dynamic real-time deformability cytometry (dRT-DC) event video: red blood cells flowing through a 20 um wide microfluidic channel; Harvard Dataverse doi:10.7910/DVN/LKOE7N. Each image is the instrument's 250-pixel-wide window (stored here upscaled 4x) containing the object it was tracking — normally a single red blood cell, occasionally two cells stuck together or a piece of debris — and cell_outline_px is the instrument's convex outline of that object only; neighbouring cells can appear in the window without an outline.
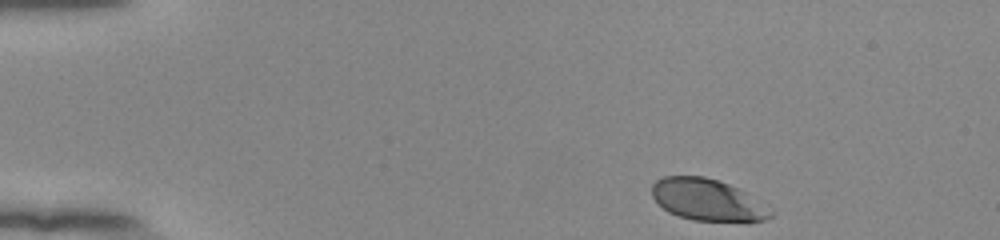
{"species": "human", "species_latin": "Homo sapiens", "temperature_condition": "room temperature", "stored_images_in_passage": 47, "camera_frame_rate_fps": 3000, "um_per_image_px": 0.085, "donor": {"sex": "female"}, "frame": {"image": 1, "passage_image": 1, "time_ms": 0.0, "image_size_px": [1000, 240], "cell_outline_px": [[776, 212], [772, 216], [764, 220], [748, 224], [692, 220], [668, 212], [652, 196], [652, 184], [656, 180], [664, 176], [704, 176], [728, 184], [744, 192]], "centroid_in_image_um": [60.18, 17.04], "position_along_channel_um": 24.8, "area_um2": 29.25}}
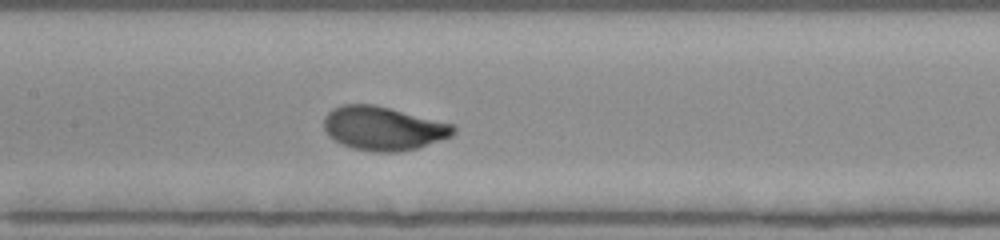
{"frame": {"image": 2, "passage_image": 20, "time_ms": 6.333, "image_size_px": [1000, 240], "cell_outline_px": [[456, 132], [452, 136], [416, 148], [400, 152], [372, 152], [352, 148], [340, 144], [328, 136], [324, 132], [324, 116], [332, 108], [340, 104], [372, 104], [392, 108], [456, 124]], "centroid_in_image_um": [32.57, 10.9], "position_along_channel_um": 174.8, "area_um2": 33.64}}
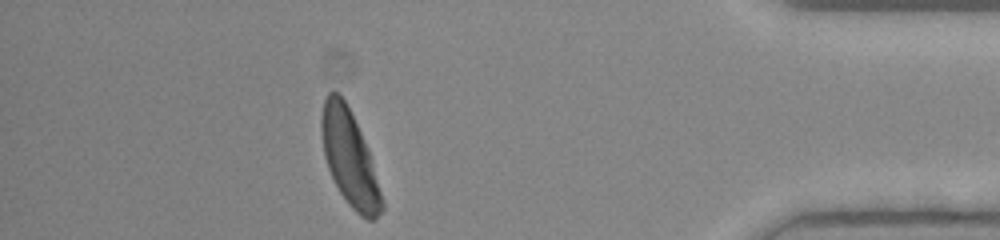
{"frame": {"image": 3, "passage_image": 41, "time_ms": 13.333, "image_size_px": [1000, 240], "cell_outline_px": [[384, 208], [376, 220], [368, 220], [360, 216], [348, 204], [340, 192], [328, 168], [324, 156], [320, 128], [320, 116], [324, 96], [332, 88], [344, 100], [368, 148], [384, 200]], "centroid_in_image_um": [29.7, 13.46], "position_along_channel_um": 405.5, "area_um2": 33.58}, "authors_computed_cell_mechanics": {"area_um2": 32.4836, "velocity_mm_per_s": 3.8631, "shape_relaxation_time_tau1_ms": 1.5095, "shape_relaxation_time_tau2_ms": null, "deformation_change_tau1": 0.1157, "deformation_change_tau2": null}}